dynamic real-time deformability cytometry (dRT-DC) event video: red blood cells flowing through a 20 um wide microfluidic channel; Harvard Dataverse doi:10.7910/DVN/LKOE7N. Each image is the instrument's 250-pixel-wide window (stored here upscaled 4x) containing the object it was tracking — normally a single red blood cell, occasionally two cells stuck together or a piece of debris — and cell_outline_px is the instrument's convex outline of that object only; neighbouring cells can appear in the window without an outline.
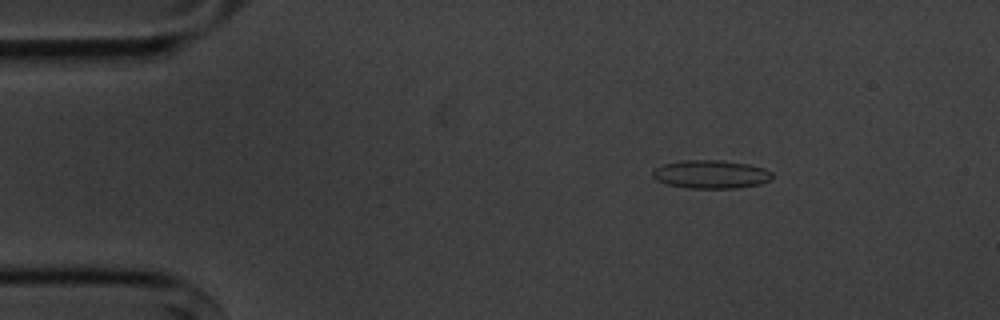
{"species": "common noctule bat (a hibernating species)", "species_latin": "Nyctalus noctula", "temperature_condition": "cold", "stored_images_in_passage": 5, "camera_frame_rate_fps": 3000, "um_per_image_px": 0.085, "animal": {"sex": "male", "body_mass_g": 20.1, "forearm_length_mm": 53.5}, "frame": {"image": 1, "passage_image": 1, "time_ms": 0.0, "image_size_px": [1000, 320], "cell_outline_px": [[772, 180], [760, 184], [736, 188], [688, 188], [668, 184], [656, 180], [652, 176], [652, 172], [656, 168], [664, 164], [680, 160], [720, 160], [748, 164], [764, 168], [772, 172]], "centroid_in_image_um": [60.44, 14.81], "position_along_channel_um": 24.6, "area_um2": 19.77}}
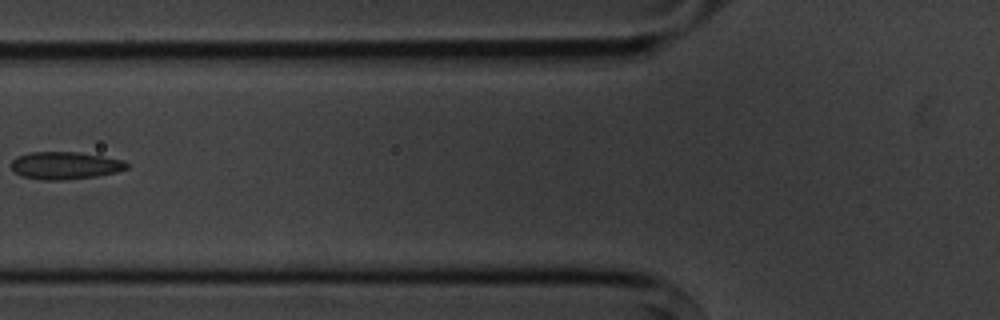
{"frame": {"image": 2, "passage_image": 4, "time_ms": 4.333, "image_size_px": [1000, 320], "cell_outline_px": [[128, 168], [116, 172], [96, 176], [60, 180], [40, 180], [24, 176], [16, 172], [12, 168], [12, 160], [16, 156], [28, 152], [80, 152], [124, 160], [128, 164]], "centroid_in_image_um": [5.54, 14.05], "position_along_channel_um": 120.3, "area_um2": 18.44}}
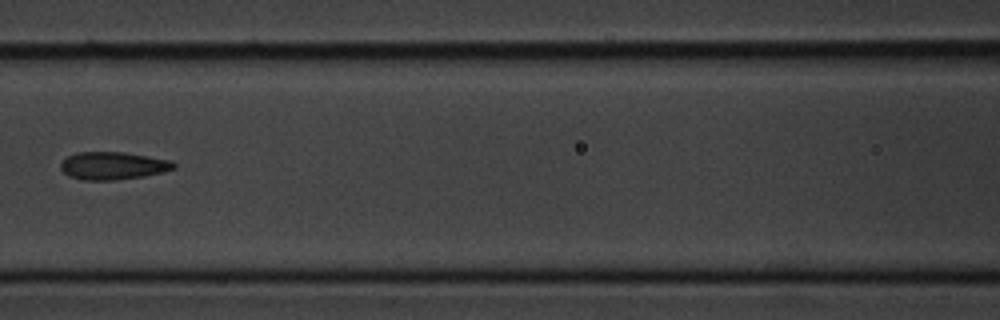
{"frame": {"image": 3, "passage_image": 5, "time_ms": 5.333, "image_size_px": [1000, 320], "cell_outline_px": [[176, 168], [144, 176], [116, 180], [84, 180], [68, 176], [60, 168], [60, 164], [68, 156], [76, 152], [124, 152], [172, 160], [176, 164]], "centroid_in_image_um": [9.6, 14.08], "position_along_channel_um": 157.0, "area_um2": 18.26}}